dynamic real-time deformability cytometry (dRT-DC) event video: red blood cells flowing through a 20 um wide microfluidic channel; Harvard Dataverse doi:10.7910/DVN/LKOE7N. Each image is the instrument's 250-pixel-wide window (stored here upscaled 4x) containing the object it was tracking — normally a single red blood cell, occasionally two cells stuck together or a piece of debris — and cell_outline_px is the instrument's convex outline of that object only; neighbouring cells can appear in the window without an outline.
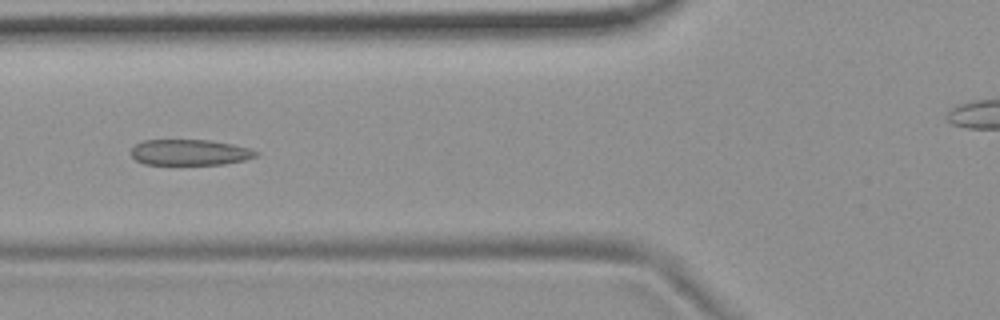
{"species": "common noctule bat (a hibernating species)", "species_latin": "Nyctalus noctula", "temperature_condition": "room temperature", "stored_images_in_passage": 7, "camera_frame_rate_fps": 3000, "um_per_image_px": 0.085, "animal": {"sex": "female", "body_mass_g": 19.9}, "frame": {"image": 1, "passage_image": 5, "time_ms": 1.333, "image_size_px": [1000, 320], "cell_outline_px": [[260, 152], [256, 156], [244, 160], [224, 164], [144, 164], [136, 160], [128, 152], [136, 144], [144, 140], [208, 140], [232, 144], [248, 148]], "centroid_in_image_um": [16.1, 12.95], "position_along_channel_um": 109.7, "area_um2": 18.73}}
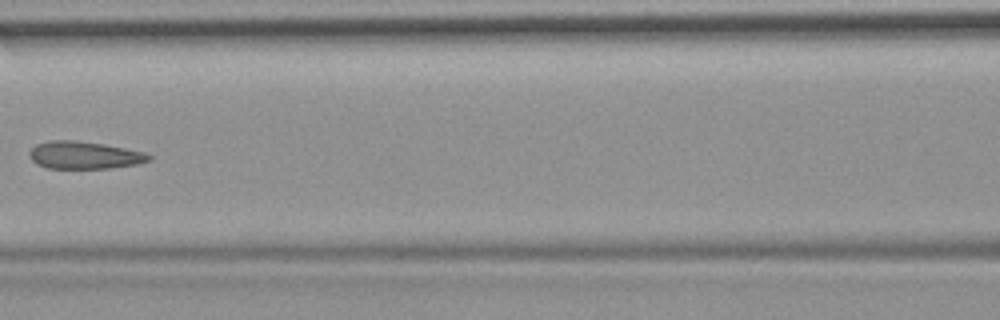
{"frame": {"image": 2, "passage_image": 6, "time_ms": 1.667, "image_size_px": [1000, 320], "cell_outline_px": [[152, 160], [136, 164], [108, 168], [48, 168], [36, 164], [32, 160], [28, 152], [36, 144], [48, 140], [76, 140], [104, 144], [144, 152], [152, 156]], "centroid_in_image_um": [7.15, 13.18], "position_along_channel_um": 159.5, "area_um2": 19.13}}
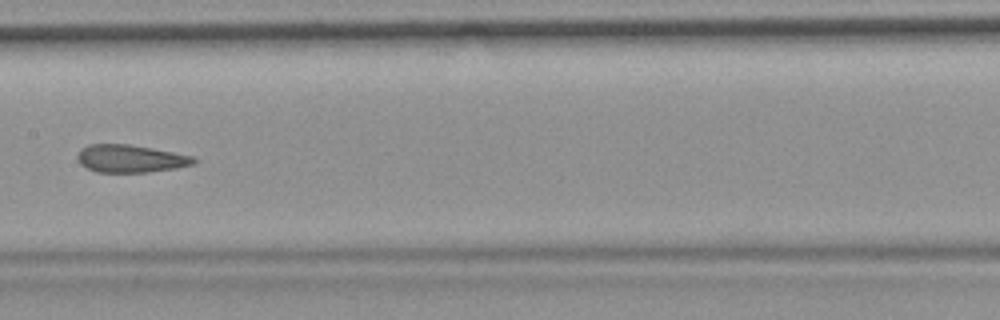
{"frame": {"image": 3, "passage_image": 7, "time_ms": 2.0, "image_size_px": [1000, 320], "cell_outline_px": [[196, 160], [192, 164], [176, 168], [148, 172], [96, 172], [80, 164], [76, 156], [80, 148], [88, 144], [128, 144], [152, 148], [192, 156]], "centroid_in_image_um": [11.03, 13.48], "position_along_channel_um": 196.4, "area_um2": 18.67}}